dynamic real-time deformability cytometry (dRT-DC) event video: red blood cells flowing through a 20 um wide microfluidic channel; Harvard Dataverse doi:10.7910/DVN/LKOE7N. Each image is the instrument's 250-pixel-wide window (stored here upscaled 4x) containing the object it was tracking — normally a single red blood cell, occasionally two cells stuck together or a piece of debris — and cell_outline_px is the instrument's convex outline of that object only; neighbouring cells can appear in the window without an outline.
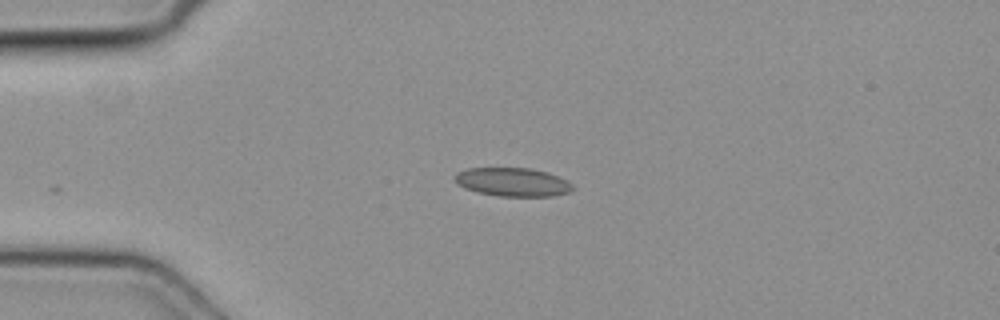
{"species": "common noctule bat (a hibernating species)", "species_latin": "Nyctalus noctula", "temperature_condition": "cold", "stored_images_in_passage": 28, "camera_frame_rate_fps": 3000, "um_per_image_px": 0.085, "animal": {"sex": "female", "body_mass_g": 19.3, "forearm_length_mm": 54.1}, "frame": {"image": 1, "passage_image": 1, "time_ms": 0.0, "image_size_px": [1000, 320], "cell_outline_px": [[572, 192], [552, 196], [500, 196], [476, 192], [464, 188], [456, 184], [452, 176], [456, 172], [468, 168], [528, 168], [548, 172], [572, 184]], "centroid_in_image_um": [43.51, 15.47], "position_along_channel_um": 41.5, "area_um2": 19.71}}
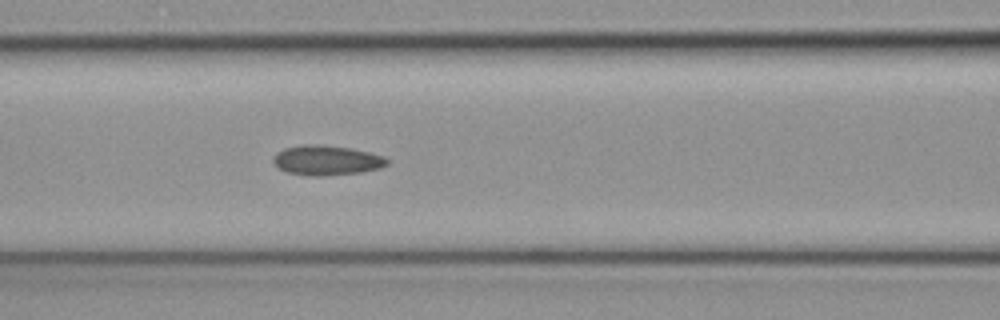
{"frame": {"image": 2, "passage_image": 10, "time_ms": 3.0, "image_size_px": [1000, 320], "cell_outline_px": [[388, 164], [380, 168], [360, 172], [324, 176], [308, 176], [288, 172], [280, 168], [272, 160], [284, 148], [304, 144], [312, 144], [348, 148], [368, 152], [384, 156], [388, 160]], "centroid_in_image_um": [27.79, 13.63], "position_along_channel_um": 138.8, "area_um2": 19.42}}
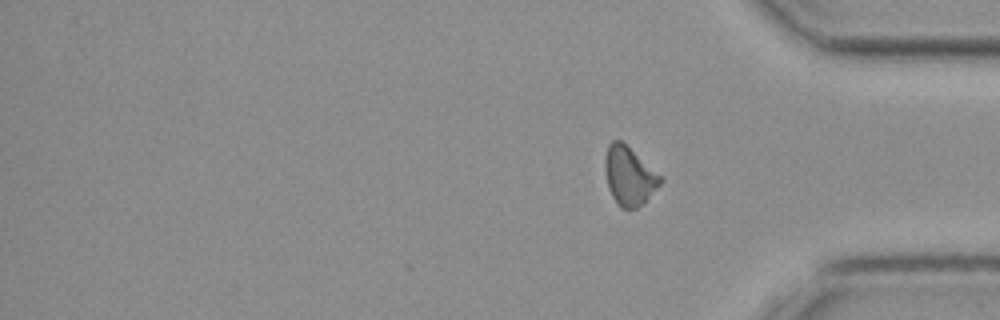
{"frame": {"image": 3, "passage_image": 28, "time_ms": 9.0, "image_size_px": [1000, 320], "cell_outline_px": [[664, 180], [644, 204], [636, 208], [620, 208], [612, 196], [608, 188], [604, 168], [604, 156], [608, 144], [612, 140], [620, 140], [660, 176]], "centroid_in_image_um": [53.45, 14.98], "position_along_channel_um": 381.8, "area_um2": 18.73}}